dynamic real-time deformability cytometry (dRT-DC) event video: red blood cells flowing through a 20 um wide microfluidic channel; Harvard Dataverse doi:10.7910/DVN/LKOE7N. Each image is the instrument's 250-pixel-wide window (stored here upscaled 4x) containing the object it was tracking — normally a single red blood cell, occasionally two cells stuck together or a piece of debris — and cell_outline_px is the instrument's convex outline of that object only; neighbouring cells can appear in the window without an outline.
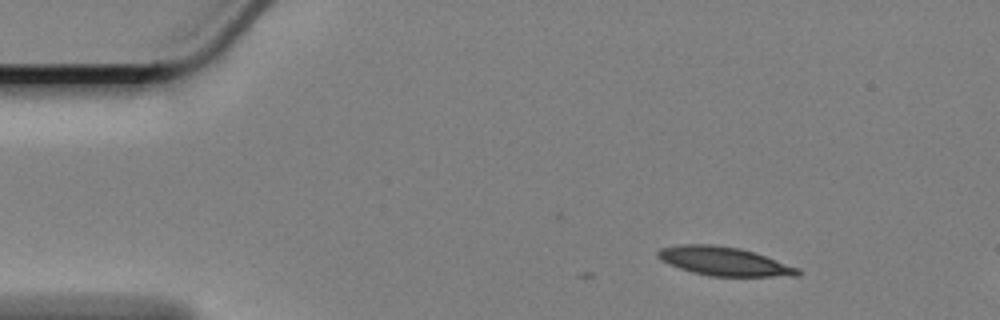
{"species": "Egyptian fruit bat (a non-hibernating species)", "species_latin": "Rousettus aegyptiacus", "temperature_condition": "cold", "stored_images_in_passage": 3, "camera_frame_rate_fps": 3000, "um_per_image_px": 0.085, "animal": {"sex": "female"}, "frame": {"image": 1, "passage_image": 1, "time_ms": 0.0, "image_size_px": [1000, 320], "cell_outline_px": [[800, 276], [708, 276], [692, 272], [668, 264], [660, 260], [656, 256], [656, 252], [660, 248], [680, 244], [712, 244], [740, 248], [800, 268]], "centroid_in_image_um": [61.5, 22.21], "position_along_channel_um": 23.5, "area_um2": 23.41}}